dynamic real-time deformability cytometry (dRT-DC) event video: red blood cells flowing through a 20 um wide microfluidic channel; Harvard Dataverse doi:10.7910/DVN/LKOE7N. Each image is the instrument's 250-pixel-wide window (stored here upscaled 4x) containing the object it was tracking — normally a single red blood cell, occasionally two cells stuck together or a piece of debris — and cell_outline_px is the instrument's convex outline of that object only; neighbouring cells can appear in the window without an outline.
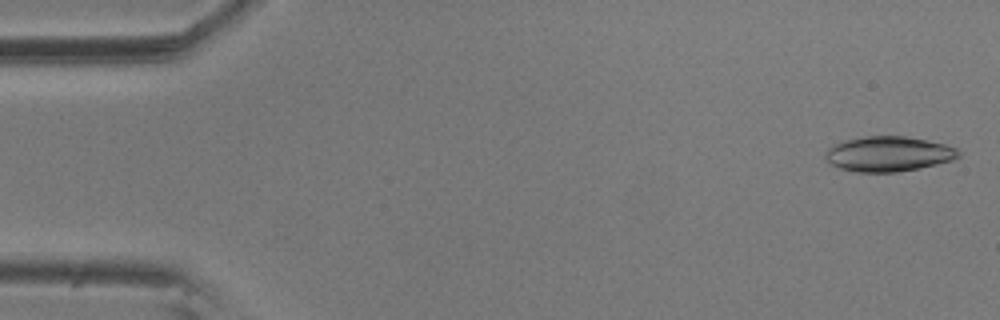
{"species": "common noctule bat (a hibernating species)", "species_latin": "Nyctalus noctula", "temperature_condition": "room temperature", "stored_images_in_passage": 56, "camera_frame_rate_fps": 3000, "um_per_image_px": 0.085, "animal": {"sex": "male", "body_mass_g": 20.5, "forearm_length_mm": 52.5}, "frame": {"image": 1, "passage_image": 2, "time_ms": 0.333, "image_size_px": [1000, 320], "cell_outline_px": [[960, 156], [952, 160], [920, 168], [896, 172], [856, 172], [840, 168], [832, 164], [824, 156], [828, 148], [832, 144], [844, 140], [868, 136], [904, 136], [944, 144], [956, 148], [960, 152]], "centroid_in_image_um": [75.5, 13.08], "position_along_channel_um": 9.5, "area_um2": 27.05}}
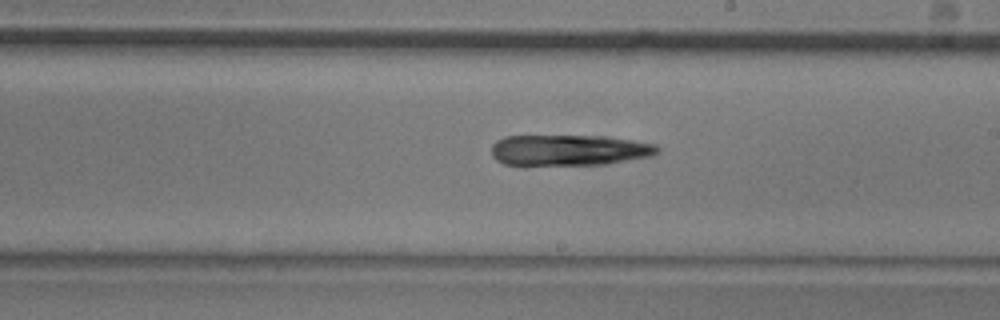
{"frame": {"image": 2, "passage_image": 32, "time_ms": 10.333, "image_size_px": [1000, 320], "cell_outline_px": [[660, 152], [652, 156], [608, 164], [524, 168], [504, 164], [496, 160], [492, 156], [492, 144], [496, 140], [504, 136], [604, 136], [632, 140], [656, 144], [660, 148]], "centroid_in_image_um": [48.31, 12.81], "position_along_channel_um": 240.7, "area_um2": 31.33}}
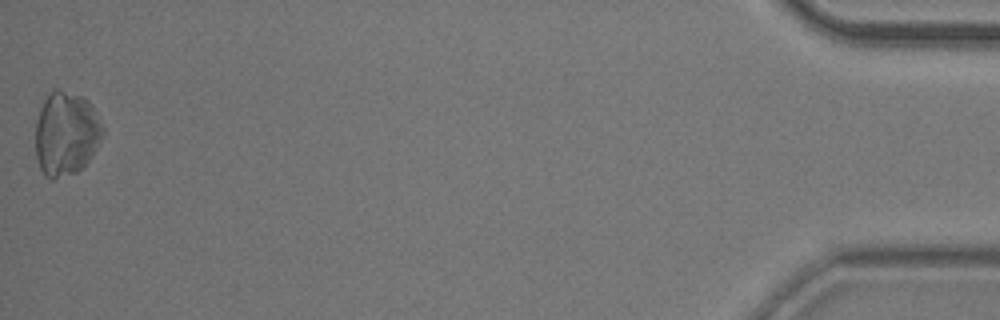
{"frame": {"image": 3, "passage_image": 56, "time_ms": 18.333, "image_size_px": [1000, 320], "cell_outline_px": [[104, 136], [92, 156], [76, 172], [52, 180], [44, 176], [40, 168], [36, 156], [36, 120], [40, 108], [44, 100], [56, 88], [84, 96], [88, 100], [104, 128]], "centroid_in_image_um": [5.62, 11.36], "position_along_channel_um": 429.6, "area_um2": 33.0}}